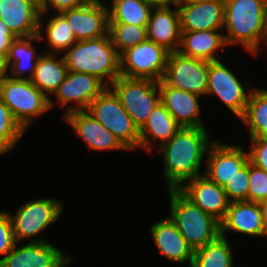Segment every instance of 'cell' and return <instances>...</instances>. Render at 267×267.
Instances as JSON below:
<instances>
[{
    "label": "cell",
    "instance_id": "4316f807",
    "mask_svg": "<svg viewBox=\"0 0 267 267\" xmlns=\"http://www.w3.org/2000/svg\"><path fill=\"white\" fill-rule=\"evenodd\" d=\"M39 41L38 34L29 37H17L10 47L6 56V67L10 70L8 76L17 80H31L40 54L34 49L32 44ZM29 71V75L25 72Z\"/></svg>",
    "mask_w": 267,
    "mask_h": 267
},
{
    "label": "cell",
    "instance_id": "4dcf8cb0",
    "mask_svg": "<svg viewBox=\"0 0 267 267\" xmlns=\"http://www.w3.org/2000/svg\"><path fill=\"white\" fill-rule=\"evenodd\" d=\"M227 237L216 240L194 251L190 267H235L233 251Z\"/></svg>",
    "mask_w": 267,
    "mask_h": 267
},
{
    "label": "cell",
    "instance_id": "5bb4252c",
    "mask_svg": "<svg viewBox=\"0 0 267 267\" xmlns=\"http://www.w3.org/2000/svg\"><path fill=\"white\" fill-rule=\"evenodd\" d=\"M61 14L66 18L77 41L96 39L108 34V6H104L101 0H90Z\"/></svg>",
    "mask_w": 267,
    "mask_h": 267
},
{
    "label": "cell",
    "instance_id": "b9f144b4",
    "mask_svg": "<svg viewBox=\"0 0 267 267\" xmlns=\"http://www.w3.org/2000/svg\"><path fill=\"white\" fill-rule=\"evenodd\" d=\"M260 207H261V210H262L264 228H265L266 237H267V200L261 202L260 203Z\"/></svg>",
    "mask_w": 267,
    "mask_h": 267
},
{
    "label": "cell",
    "instance_id": "ac0fdd59",
    "mask_svg": "<svg viewBox=\"0 0 267 267\" xmlns=\"http://www.w3.org/2000/svg\"><path fill=\"white\" fill-rule=\"evenodd\" d=\"M63 118L77 136L84 140L89 150H128L120 140L86 110L68 113Z\"/></svg>",
    "mask_w": 267,
    "mask_h": 267
},
{
    "label": "cell",
    "instance_id": "603a6c76",
    "mask_svg": "<svg viewBox=\"0 0 267 267\" xmlns=\"http://www.w3.org/2000/svg\"><path fill=\"white\" fill-rule=\"evenodd\" d=\"M181 31L222 30L224 27V0L177 5Z\"/></svg>",
    "mask_w": 267,
    "mask_h": 267
},
{
    "label": "cell",
    "instance_id": "7bdbcfd3",
    "mask_svg": "<svg viewBox=\"0 0 267 267\" xmlns=\"http://www.w3.org/2000/svg\"><path fill=\"white\" fill-rule=\"evenodd\" d=\"M208 0H177L176 5H189L206 2Z\"/></svg>",
    "mask_w": 267,
    "mask_h": 267
},
{
    "label": "cell",
    "instance_id": "ab89813d",
    "mask_svg": "<svg viewBox=\"0 0 267 267\" xmlns=\"http://www.w3.org/2000/svg\"><path fill=\"white\" fill-rule=\"evenodd\" d=\"M8 75V69L6 67V58L0 54V82Z\"/></svg>",
    "mask_w": 267,
    "mask_h": 267
},
{
    "label": "cell",
    "instance_id": "3957f363",
    "mask_svg": "<svg viewBox=\"0 0 267 267\" xmlns=\"http://www.w3.org/2000/svg\"><path fill=\"white\" fill-rule=\"evenodd\" d=\"M68 71L87 73L109 87L120 75V54L109 33L100 38L76 41L64 53Z\"/></svg>",
    "mask_w": 267,
    "mask_h": 267
},
{
    "label": "cell",
    "instance_id": "8d00e7d4",
    "mask_svg": "<svg viewBox=\"0 0 267 267\" xmlns=\"http://www.w3.org/2000/svg\"><path fill=\"white\" fill-rule=\"evenodd\" d=\"M249 161L267 172V138H250Z\"/></svg>",
    "mask_w": 267,
    "mask_h": 267
},
{
    "label": "cell",
    "instance_id": "cb8c5ba5",
    "mask_svg": "<svg viewBox=\"0 0 267 267\" xmlns=\"http://www.w3.org/2000/svg\"><path fill=\"white\" fill-rule=\"evenodd\" d=\"M221 30L181 31L178 52L186 57L208 62L220 60L219 49L227 46Z\"/></svg>",
    "mask_w": 267,
    "mask_h": 267
},
{
    "label": "cell",
    "instance_id": "ba28073f",
    "mask_svg": "<svg viewBox=\"0 0 267 267\" xmlns=\"http://www.w3.org/2000/svg\"><path fill=\"white\" fill-rule=\"evenodd\" d=\"M169 53L148 39L130 47L120 54L121 76L159 82L164 77Z\"/></svg>",
    "mask_w": 267,
    "mask_h": 267
},
{
    "label": "cell",
    "instance_id": "ee69618b",
    "mask_svg": "<svg viewBox=\"0 0 267 267\" xmlns=\"http://www.w3.org/2000/svg\"><path fill=\"white\" fill-rule=\"evenodd\" d=\"M11 151L1 140H0V155Z\"/></svg>",
    "mask_w": 267,
    "mask_h": 267
},
{
    "label": "cell",
    "instance_id": "44dd1931",
    "mask_svg": "<svg viewBox=\"0 0 267 267\" xmlns=\"http://www.w3.org/2000/svg\"><path fill=\"white\" fill-rule=\"evenodd\" d=\"M39 0H0V19L16 37L38 34Z\"/></svg>",
    "mask_w": 267,
    "mask_h": 267
},
{
    "label": "cell",
    "instance_id": "e575fe53",
    "mask_svg": "<svg viewBox=\"0 0 267 267\" xmlns=\"http://www.w3.org/2000/svg\"><path fill=\"white\" fill-rule=\"evenodd\" d=\"M267 200V172L249 161L248 201L261 203Z\"/></svg>",
    "mask_w": 267,
    "mask_h": 267
},
{
    "label": "cell",
    "instance_id": "ffe728a7",
    "mask_svg": "<svg viewBox=\"0 0 267 267\" xmlns=\"http://www.w3.org/2000/svg\"><path fill=\"white\" fill-rule=\"evenodd\" d=\"M232 231L242 235L265 237L260 203L252 201L229 202L227 213L221 222V236Z\"/></svg>",
    "mask_w": 267,
    "mask_h": 267
},
{
    "label": "cell",
    "instance_id": "1f68e13d",
    "mask_svg": "<svg viewBox=\"0 0 267 267\" xmlns=\"http://www.w3.org/2000/svg\"><path fill=\"white\" fill-rule=\"evenodd\" d=\"M108 33L119 54L147 40V27L126 23H109Z\"/></svg>",
    "mask_w": 267,
    "mask_h": 267
},
{
    "label": "cell",
    "instance_id": "f546056e",
    "mask_svg": "<svg viewBox=\"0 0 267 267\" xmlns=\"http://www.w3.org/2000/svg\"><path fill=\"white\" fill-rule=\"evenodd\" d=\"M154 5L145 0H113L108 7L109 23L147 27Z\"/></svg>",
    "mask_w": 267,
    "mask_h": 267
},
{
    "label": "cell",
    "instance_id": "7a4b0ae2",
    "mask_svg": "<svg viewBox=\"0 0 267 267\" xmlns=\"http://www.w3.org/2000/svg\"><path fill=\"white\" fill-rule=\"evenodd\" d=\"M227 45L241 44L253 56L267 45V0H224Z\"/></svg>",
    "mask_w": 267,
    "mask_h": 267
},
{
    "label": "cell",
    "instance_id": "4fadbf2b",
    "mask_svg": "<svg viewBox=\"0 0 267 267\" xmlns=\"http://www.w3.org/2000/svg\"><path fill=\"white\" fill-rule=\"evenodd\" d=\"M106 88L107 86L101 80L91 74L68 71L54 96L61 107L67 106L64 117L74 111L86 110ZM71 102H75L76 105L68 107L67 104Z\"/></svg>",
    "mask_w": 267,
    "mask_h": 267
},
{
    "label": "cell",
    "instance_id": "f35d334b",
    "mask_svg": "<svg viewBox=\"0 0 267 267\" xmlns=\"http://www.w3.org/2000/svg\"><path fill=\"white\" fill-rule=\"evenodd\" d=\"M16 38L9 27L0 19V54L5 58L9 53L12 42Z\"/></svg>",
    "mask_w": 267,
    "mask_h": 267
},
{
    "label": "cell",
    "instance_id": "8992f818",
    "mask_svg": "<svg viewBox=\"0 0 267 267\" xmlns=\"http://www.w3.org/2000/svg\"><path fill=\"white\" fill-rule=\"evenodd\" d=\"M109 88L119 98L138 130L151 111L161 102L158 82L150 79L119 76Z\"/></svg>",
    "mask_w": 267,
    "mask_h": 267
},
{
    "label": "cell",
    "instance_id": "60d3db41",
    "mask_svg": "<svg viewBox=\"0 0 267 267\" xmlns=\"http://www.w3.org/2000/svg\"><path fill=\"white\" fill-rule=\"evenodd\" d=\"M154 6H161V5H176L177 0H145Z\"/></svg>",
    "mask_w": 267,
    "mask_h": 267
},
{
    "label": "cell",
    "instance_id": "d4e9b609",
    "mask_svg": "<svg viewBox=\"0 0 267 267\" xmlns=\"http://www.w3.org/2000/svg\"><path fill=\"white\" fill-rule=\"evenodd\" d=\"M181 128L176 120L171 116L166 107L160 102L154 108L145 124L139 129V147L152 151L151 141L160 147L169 141ZM152 139V140H150Z\"/></svg>",
    "mask_w": 267,
    "mask_h": 267
},
{
    "label": "cell",
    "instance_id": "2e32d148",
    "mask_svg": "<svg viewBox=\"0 0 267 267\" xmlns=\"http://www.w3.org/2000/svg\"><path fill=\"white\" fill-rule=\"evenodd\" d=\"M194 205L213 216L220 223L226 216L229 201L222 186L204 174L188 180L178 189Z\"/></svg>",
    "mask_w": 267,
    "mask_h": 267
},
{
    "label": "cell",
    "instance_id": "83f0119b",
    "mask_svg": "<svg viewBox=\"0 0 267 267\" xmlns=\"http://www.w3.org/2000/svg\"><path fill=\"white\" fill-rule=\"evenodd\" d=\"M56 14L57 15L52 16L47 20V24L46 26H44V28H46L44 32L45 36H43L44 30L42 29L41 24L44 14H40L39 16V42L46 39L49 46V50L47 49L46 51H44L45 53H64L72 44L77 41L71 27L66 21V18L61 13Z\"/></svg>",
    "mask_w": 267,
    "mask_h": 267
},
{
    "label": "cell",
    "instance_id": "f1b7e54d",
    "mask_svg": "<svg viewBox=\"0 0 267 267\" xmlns=\"http://www.w3.org/2000/svg\"><path fill=\"white\" fill-rule=\"evenodd\" d=\"M249 127L250 138H267V90L252 88L244 114L239 118Z\"/></svg>",
    "mask_w": 267,
    "mask_h": 267
},
{
    "label": "cell",
    "instance_id": "9a60e30c",
    "mask_svg": "<svg viewBox=\"0 0 267 267\" xmlns=\"http://www.w3.org/2000/svg\"><path fill=\"white\" fill-rule=\"evenodd\" d=\"M207 169L203 173L219 186H224L249 162V153L241 145L213 141L207 150Z\"/></svg>",
    "mask_w": 267,
    "mask_h": 267
},
{
    "label": "cell",
    "instance_id": "836d02e7",
    "mask_svg": "<svg viewBox=\"0 0 267 267\" xmlns=\"http://www.w3.org/2000/svg\"><path fill=\"white\" fill-rule=\"evenodd\" d=\"M248 186L249 162L223 186V189L229 202L248 201Z\"/></svg>",
    "mask_w": 267,
    "mask_h": 267
},
{
    "label": "cell",
    "instance_id": "d590c367",
    "mask_svg": "<svg viewBox=\"0 0 267 267\" xmlns=\"http://www.w3.org/2000/svg\"><path fill=\"white\" fill-rule=\"evenodd\" d=\"M16 244L9 212L0 211V256H6Z\"/></svg>",
    "mask_w": 267,
    "mask_h": 267
},
{
    "label": "cell",
    "instance_id": "e0dca14e",
    "mask_svg": "<svg viewBox=\"0 0 267 267\" xmlns=\"http://www.w3.org/2000/svg\"><path fill=\"white\" fill-rule=\"evenodd\" d=\"M154 6L147 25V39L168 52H178L181 40L180 15L177 5Z\"/></svg>",
    "mask_w": 267,
    "mask_h": 267
},
{
    "label": "cell",
    "instance_id": "74e56055",
    "mask_svg": "<svg viewBox=\"0 0 267 267\" xmlns=\"http://www.w3.org/2000/svg\"><path fill=\"white\" fill-rule=\"evenodd\" d=\"M90 0H39L40 14H47L51 8L57 13L80 7ZM51 7V8H50Z\"/></svg>",
    "mask_w": 267,
    "mask_h": 267
},
{
    "label": "cell",
    "instance_id": "9c48e42d",
    "mask_svg": "<svg viewBox=\"0 0 267 267\" xmlns=\"http://www.w3.org/2000/svg\"><path fill=\"white\" fill-rule=\"evenodd\" d=\"M62 202L52 198L31 199L13 216L9 212L14 238L17 243L43 233L61 215Z\"/></svg>",
    "mask_w": 267,
    "mask_h": 267
},
{
    "label": "cell",
    "instance_id": "277c9868",
    "mask_svg": "<svg viewBox=\"0 0 267 267\" xmlns=\"http://www.w3.org/2000/svg\"><path fill=\"white\" fill-rule=\"evenodd\" d=\"M170 214L178 231L193 251L221 235V223L194 205L178 189H168Z\"/></svg>",
    "mask_w": 267,
    "mask_h": 267
},
{
    "label": "cell",
    "instance_id": "30bf717a",
    "mask_svg": "<svg viewBox=\"0 0 267 267\" xmlns=\"http://www.w3.org/2000/svg\"><path fill=\"white\" fill-rule=\"evenodd\" d=\"M209 62L179 52L169 53L163 81L180 90L206 96Z\"/></svg>",
    "mask_w": 267,
    "mask_h": 267
},
{
    "label": "cell",
    "instance_id": "7c38bea8",
    "mask_svg": "<svg viewBox=\"0 0 267 267\" xmlns=\"http://www.w3.org/2000/svg\"><path fill=\"white\" fill-rule=\"evenodd\" d=\"M250 89L246 92L238 77L221 60L209 62L206 95H216L237 118L245 111Z\"/></svg>",
    "mask_w": 267,
    "mask_h": 267
},
{
    "label": "cell",
    "instance_id": "5b68a950",
    "mask_svg": "<svg viewBox=\"0 0 267 267\" xmlns=\"http://www.w3.org/2000/svg\"><path fill=\"white\" fill-rule=\"evenodd\" d=\"M0 99L27 130L36 117L50 109L48 99L31 81L5 76L0 82Z\"/></svg>",
    "mask_w": 267,
    "mask_h": 267
},
{
    "label": "cell",
    "instance_id": "484cf974",
    "mask_svg": "<svg viewBox=\"0 0 267 267\" xmlns=\"http://www.w3.org/2000/svg\"><path fill=\"white\" fill-rule=\"evenodd\" d=\"M39 57L31 82L50 99V109L55 106L54 100L49 95H54L59 85L65 80L68 68L64 57L59 54L43 53Z\"/></svg>",
    "mask_w": 267,
    "mask_h": 267
},
{
    "label": "cell",
    "instance_id": "7402d4cb",
    "mask_svg": "<svg viewBox=\"0 0 267 267\" xmlns=\"http://www.w3.org/2000/svg\"><path fill=\"white\" fill-rule=\"evenodd\" d=\"M150 232L155 246L166 259L178 264L188 262L191 266L194 251L169 216L152 224Z\"/></svg>",
    "mask_w": 267,
    "mask_h": 267
},
{
    "label": "cell",
    "instance_id": "d6986e66",
    "mask_svg": "<svg viewBox=\"0 0 267 267\" xmlns=\"http://www.w3.org/2000/svg\"><path fill=\"white\" fill-rule=\"evenodd\" d=\"M161 103L181 127H205L201 120L199 98L194 93L158 82Z\"/></svg>",
    "mask_w": 267,
    "mask_h": 267
},
{
    "label": "cell",
    "instance_id": "52a82bcc",
    "mask_svg": "<svg viewBox=\"0 0 267 267\" xmlns=\"http://www.w3.org/2000/svg\"><path fill=\"white\" fill-rule=\"evenodd\" d=\"M86 111L120 140L128 151L139 148V130L109 87L90 103Z\"/></svg>",
    "mask_w": 267,
    "mask_h": 267
},
{
    "label": "cell",
    "instance_id": "d6a6232c",
    "mask_svg": "<svg viewBox=\"0 0 267 267\" xmlns=\"http://www.w3.org/2000/svg\"><path fill=\"white\" fill-rule=\"evenodd\" d=\"M26 130L14 118L10 109L0 99V140L12 150Z\"/></svg>",
    "mask_w": 267,
    "mask_h": 267
},
{
    "label": "cell",
    "instance_id": "6da1fadb",
    "mask_svg": "<svg viewBox=\"0 0 267 267\" xmlns=\"http://www.w3.org/2000/svg\"><path fill=\"white\" fill-rule=\"evenodd\" d=\"M209 136L205 127H181L159 147L168 189H179L186 181L202 174V159L213 143Z\"/></svg>",
    "mask_w": 267,
    "mask_h": 267
},
{
    "label": "cell",
    "instance_id": "8fae6325",
    "mask_svg": "<svg viewBox=\"0 0 267 267\" xmlns=\"http://www.w3.org/2000/svg\"><path fill=\"white\" fill-rule=\"evenodd\" d=\"M2 259L0 267H66L74 261L70 255L45 240L30 239L25 245L16 246ZM18 247V248H17Z\"/></svg>",
    "mask_w": 267,
    "mask_h": 267
}]
</instances>
